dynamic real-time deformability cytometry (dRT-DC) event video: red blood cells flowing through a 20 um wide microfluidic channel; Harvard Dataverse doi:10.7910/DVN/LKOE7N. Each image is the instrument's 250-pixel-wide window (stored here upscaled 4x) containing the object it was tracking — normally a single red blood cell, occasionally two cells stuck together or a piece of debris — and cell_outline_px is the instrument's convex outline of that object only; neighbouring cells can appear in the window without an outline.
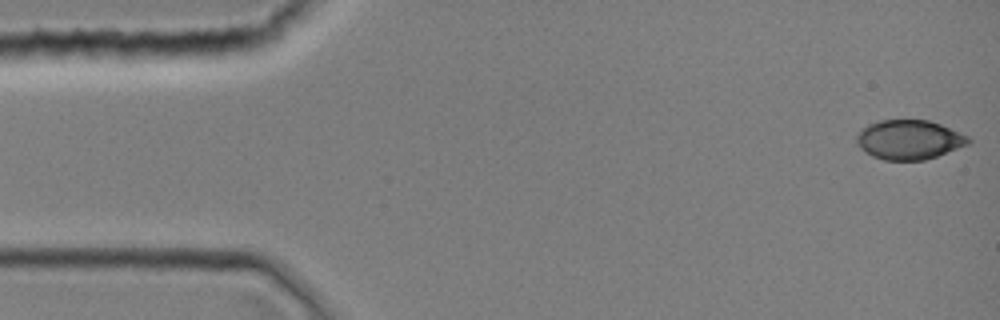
{"species": "common noctule bat (a hibernating species)", "species_latin": "Nyctalus noctula", "temperature_condition": "room temperature", "stored_images_in_passage": 37, "camera_frame_rate_fps": 3000, "um_per_image_px": 0.085, "animal": {"sex": "female", "body_mass_g": 19.0, "forearm_length_mm": 51.5}, "frame": {"image": 1, "passage_image": 1, "time_ms": 0.0, "image_size_px": [1000, 320], "cell_outline_px": [[972, 140], [968, 144], [936, 156], [924, 160], [884, 160], [872, 156], [860, 148], [856, 144], [856, 132], [860, 128], [868, 124], [880, 120], [928, 120], [940, 124], [968, 136]], "centroid_in_image_um": [77.22, 11.87], "position_along_channel_um": 7.8, "area_um2": 25.72}}
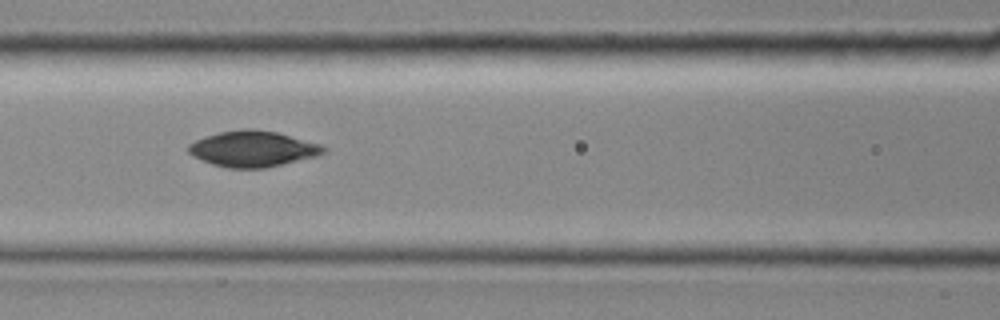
{"frame": {"image": 2, "passage_image": 16, "time_ms": 5.0, "image_size_px": [1000, 320], "cell_outline_px": [[328, 152], [320, 156], [264, 168], [228, 168], [212, 164], [192, 156], [188, 152], [188, 144], [204, 136], [220, 132], [244, 128], [252, 128], [276, 132], [320, 144], [328, 148]], "centroid_in_image_um": [21.52, 12.65], "position_along_channel_um": 145.1, "area_um2": 28.44}}
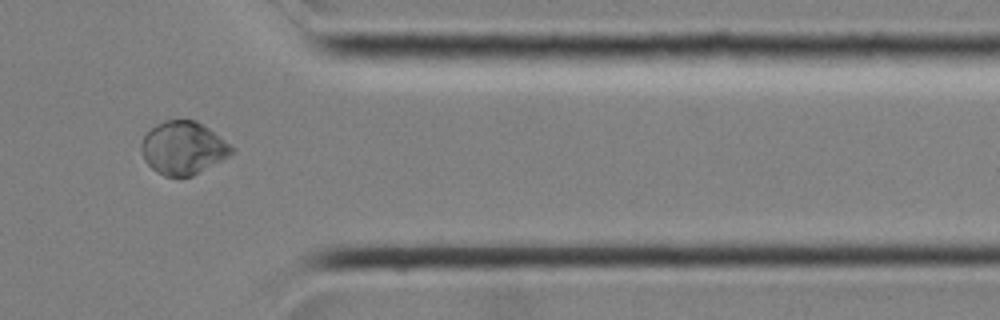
{"frame": {"image": 3, "passage_image": 31, "time_ms": 10.0, "image_size_px": [1000, 320], "cell_outline_px": [[236, 148], [228, 156], [192, 176], [164, 176], [156, 172], [144, 160], [140, 152], [140, 144], [144, 136], [156, 124], [164, 120], [196, 120], [208, 128]], "centroid_in_image_um": [15.54, 12.57], "position_along_channel_um": 395.9, "area_um2": 27.74}}